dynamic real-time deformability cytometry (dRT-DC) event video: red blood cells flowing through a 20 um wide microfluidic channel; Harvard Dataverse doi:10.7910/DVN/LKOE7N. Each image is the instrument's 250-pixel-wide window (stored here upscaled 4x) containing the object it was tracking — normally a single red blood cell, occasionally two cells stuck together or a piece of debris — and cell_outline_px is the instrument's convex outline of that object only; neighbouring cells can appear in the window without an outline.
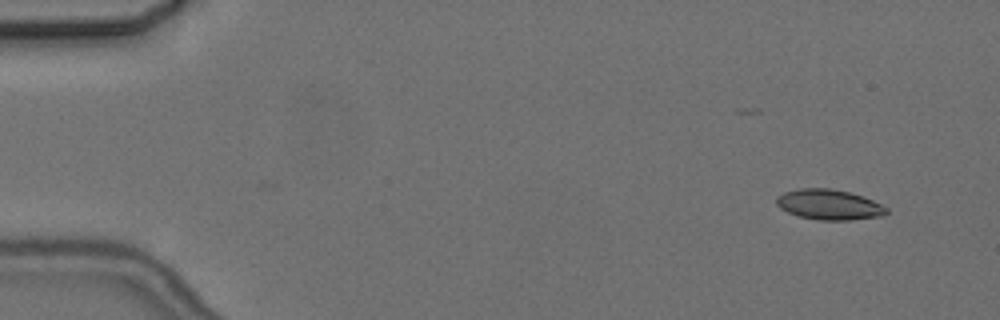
{"species": "common noctule bat (a hibernating species)", "species_latin": "Nyctalus noctula", "temperature_condition": "cold", "stored_images_in_passage": 3, "camera_frame_rate_fps": 3000, "um_per_image_px": 0.085, "animal": {"sex": "female", "body_mass_g": 24.6, "forearm_length_mm": 56.2}, "frame": {"image": 1, "passage_image": 3, "time_ms": 2.333, "image_size_px": [1000, 320], "cell_outline_px": [[888, 212], [884, 216], [852, 220], [820, 220], [800, 216], [788, 212], [780, 208], [776, 204], [776, 196], [784, 192], [800, 188], [828, 188], [848, 192], [864, 196], [888, 208]], "centroid_in_image_um": [70.48, 17.39], "position_along_channel_um": 14.5, "area_um2": 19.48}}